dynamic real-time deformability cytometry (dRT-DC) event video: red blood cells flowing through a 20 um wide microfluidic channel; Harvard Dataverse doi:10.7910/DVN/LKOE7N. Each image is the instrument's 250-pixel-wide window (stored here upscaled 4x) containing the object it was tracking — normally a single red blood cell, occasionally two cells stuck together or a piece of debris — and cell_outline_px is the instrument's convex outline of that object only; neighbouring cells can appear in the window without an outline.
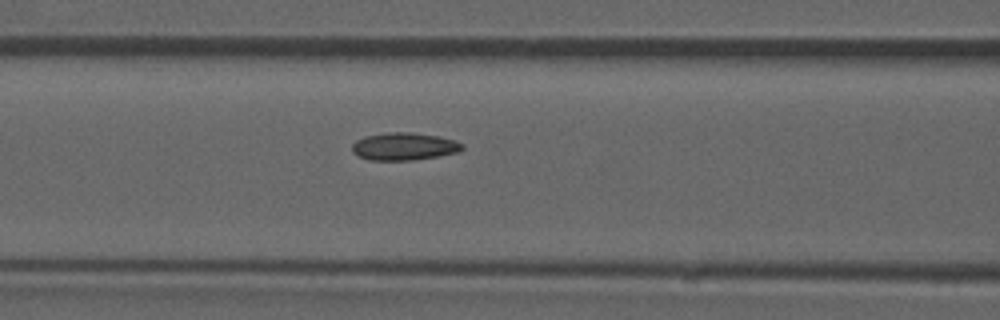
{"species": "common noctule bat (a hibernating species)", "species_latin": "Nyctalus noctula", "temperature_condition": "room temperature", "stored_images_in_passage": 45, "camera_frame_rate_fps": 3000, "um_per_image_px": 0.085, "animal": {"sex": "male", "forearm_length_mm": 52.5}, "frame": {"image": 1, "passage_image": 14, "time_ms": 4.333, "image_size_px": [1000, 320], "cell_outline_px": [[464, 148], [460, 152], [412, 160], [368, 160], [352, 152], [352, 144], [356, 140], [364, 136], [388, 132], [408, 132], [440, 136], [456, 140], [464, 144]], "centroid_in_image_um": [34.37, 12.44], "position_along_channel_um": 132.2, "area_um2": 17.8}, "authors_computed_cell_mechanics": {"area_um2": 16.9354, "velocity_mm_per_s": 3.9166, "shape_relaxation_time_tau1_ms": null, "shape_relaxation_time_tau2_ms": 2.4766, "deformation_change_tau1": null, "deformation_change_tau2": 0.0742}}